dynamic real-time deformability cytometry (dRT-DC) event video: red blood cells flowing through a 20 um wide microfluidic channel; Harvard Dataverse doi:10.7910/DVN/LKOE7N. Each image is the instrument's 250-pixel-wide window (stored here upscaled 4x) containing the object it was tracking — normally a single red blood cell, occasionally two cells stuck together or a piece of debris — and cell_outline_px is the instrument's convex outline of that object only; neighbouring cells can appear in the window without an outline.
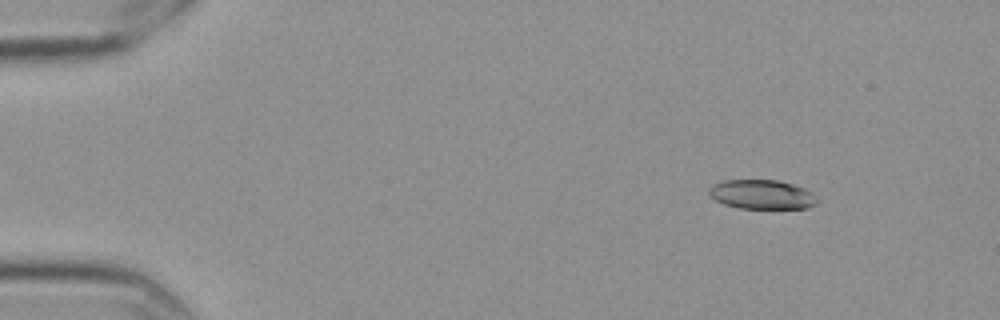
{"species": "Egyptian fruit bat (a non-hibernating species)", "species_latin": "Rousettus aegyptiacus", "temperature_condition": "cold", "stored_images_in_passage": 4, "camera_frame_rate_fps": 3000, "um_per_image_px": 0.085, "frame": {"image": 1, "passage_image": 1, "time_ms": 0.0, "image_size_px": [1000, 320], "cell_outline_px": [[820, 200], [816, 204], [808, 208], [740, 208], [724, 204], [716, 200], [708, 192], [708, 188], [712, 184], [724, 180], [776, 180], [792, 184], [804, 188], [812, 192]], "centroid_in_image_um": [64.78, 16.53], "position_along_channel_um": 20.2, "area_um2": 18.5}}
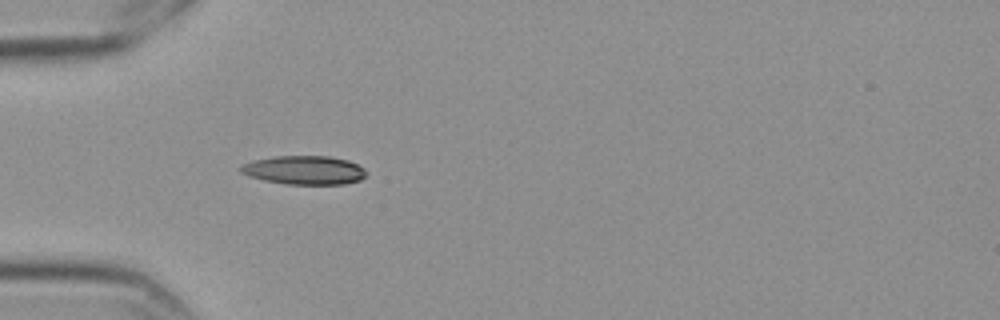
{"frame": {"image": 2, "passage_image": 4, "time_ms": 1.0, "image_size_px": [1000, 320], "cell_outline_px": [[368, 172], [360, 180], [344, 184], [288, 184], [264, 180], [248, 176], [240, 172], [240, 168], [244, 164], [252, 160], [276, 156], [328, 156], [348, 160], [364, 168]], "centroid_in_image_um": [25.87, 14.46], "position_along_channel_um": 59.1, "area_um2": 20.98}}